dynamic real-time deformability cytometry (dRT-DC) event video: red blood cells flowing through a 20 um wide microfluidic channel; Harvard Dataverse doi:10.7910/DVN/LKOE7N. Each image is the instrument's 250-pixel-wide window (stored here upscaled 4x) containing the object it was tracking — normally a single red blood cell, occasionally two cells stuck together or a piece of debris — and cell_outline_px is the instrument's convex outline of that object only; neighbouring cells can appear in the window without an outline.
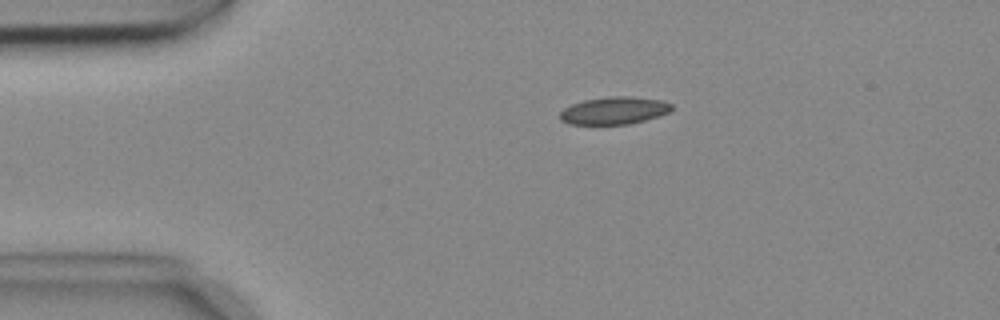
{"species": "common noctule bat (a hibernating species)", "species_latin": "Nyctalus noctula", "temperature_condition": "cold", "stored_images_in_passage": 4, "camera_frame_rate_fps": 3000, "um_per_image_px": 0.085, "animal": {"sex": "female", "body_mass_g": 18.4}, "frame": {"image": 1, "passage_image": 3, "time_ms": 0.667, "image_size_px": [1000, 320], "cell_outline_px": [[672, 108], [668, 112], [644, 120], [628, 124], [568, 124], [560, 120], [560, 112], [564, 108], [572, 104], [584, 100], [608, 96], [628, 96], [660, 100], [672, 104]], "centroid_in_image_um": [52.15, 9.39], "position_along_channel_um": 32.8, "area_um2": 17.69}}